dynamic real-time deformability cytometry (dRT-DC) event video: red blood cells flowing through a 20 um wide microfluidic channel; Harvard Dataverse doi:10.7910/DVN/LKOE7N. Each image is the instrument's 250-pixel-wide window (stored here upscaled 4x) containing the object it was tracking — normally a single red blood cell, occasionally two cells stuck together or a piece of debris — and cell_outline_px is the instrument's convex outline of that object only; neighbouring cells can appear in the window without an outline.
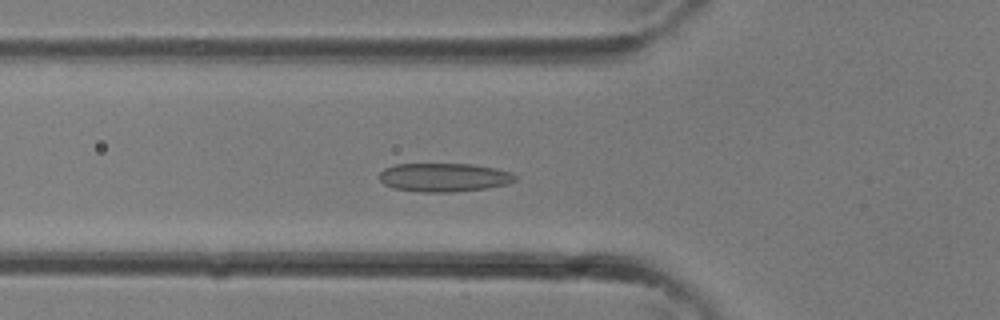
{"species": "common noctule bat (a hibernating species)", "species_latin": "Nyctalus noctula", "temperature_condition": "room temperature", "stored_images_in_passage": 33, "camera_frame_rate_fps": 3000, "um_per_image_px": 0.085, "animal": {"sex": "female"}, "frame": {"image": 1, "passage_image": 11, "time_ms": 3.333, "image_size_px": [1000, 320], "cell_outline_px": [[516, 180], [508, 184], [488, 188], [452, 192], [420, 192], [392, 188], [384, 184], [376, 176], [384, 168], [396, 164], [472, 164], [496, 168], [512, 172], [516, 176]], "centroid_in_image_um": [37.73, 15.08], "position_along_channel_um": 88.1, "area_um2": 22.95}}
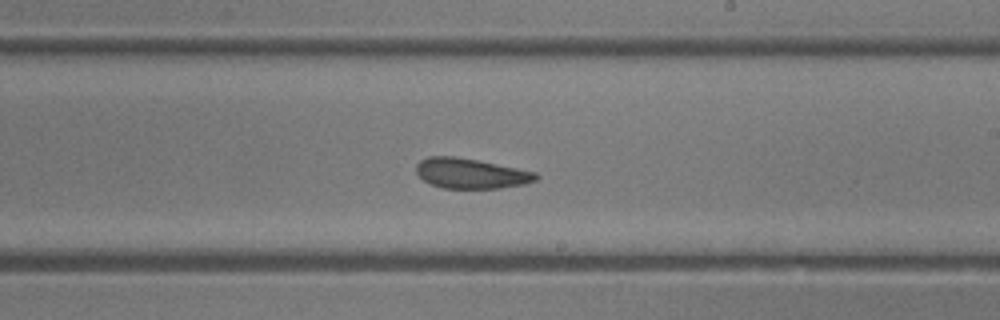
{"frame": {"image": 2, "passage_image": 19, "time_ms": 6.0, "image_size_px": [1000, 320], "cell_outline_px": [[540, 176], [536, 180], [524, 184], [500, 188], [444, 188], [432, 184], [424, 180], [416, 172], [416, 164], [420, 160], [428, 156], [456, 156], [480, 160], [536, 172]], "centroid_in_image_um": [40.03, 14.72], "position_along_channel_um": 249.0, "area_um2": 21.1}}
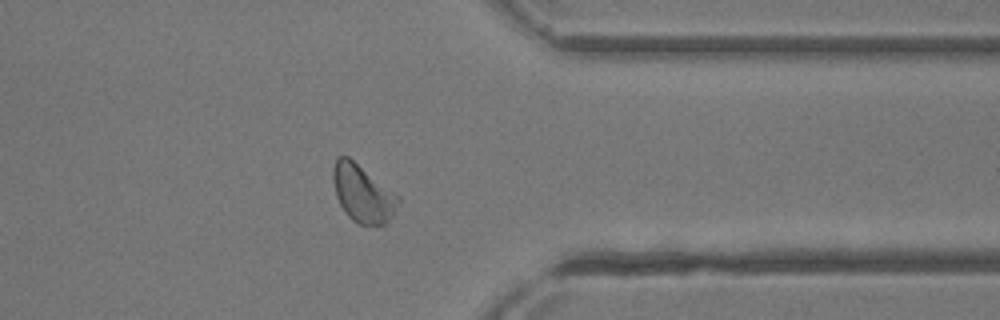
{"frame": {"image": 3, "passage_image": 26, "time_ms": 8.333, "image_size_px": [1000, 320], "cell_outline_px": [[400, 200], [392, 216], [384, 224], [360, 224], [352, 220], [344, 212], [336, 196], [332, 180], [332, 168], [336, 156], [348, 156], [400, 196]], "centroid_in_image_um": [30.8, 16.42], "position_along_channel_um": 380.6, "area_um2": 21.79}}